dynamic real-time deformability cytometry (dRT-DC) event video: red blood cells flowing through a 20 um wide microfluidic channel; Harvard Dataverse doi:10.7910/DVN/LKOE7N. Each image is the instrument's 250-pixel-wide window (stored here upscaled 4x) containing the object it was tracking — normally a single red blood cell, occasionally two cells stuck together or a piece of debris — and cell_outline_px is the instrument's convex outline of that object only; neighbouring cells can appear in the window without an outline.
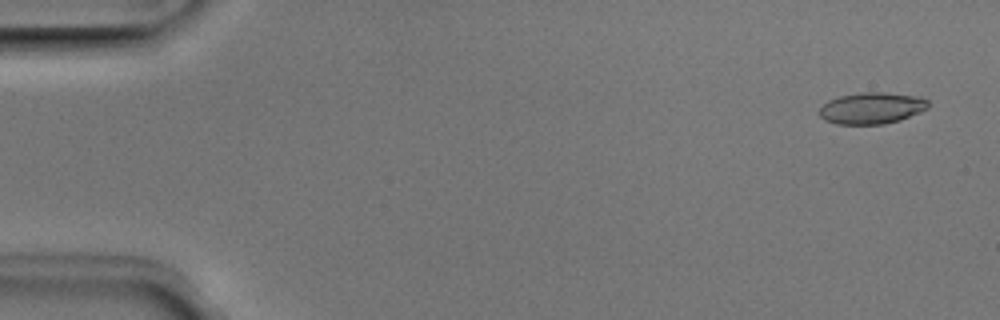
{"species": "Egyptian fruit bat (a non-hibernating species)", "species_latin": "Rousettus aegyptiacus", "temperature_condition": "room temperature", "stored_images_in_passage": 49, "camera_frame_rate_fps": 3000, "um_per_image_px": 0.085, "animal": {"sex": "male"}, "frame": {"image": 1, "passage_image": 3, "time_ms": 0.667, "image_size_px": [1000, 320], "cell_outline_px": [[928, 108], [920, 112], [900, 120], [884, 124], [836, 124], [824, 120], [820, 116], [820, 108], [828, 100], [840, 96], [864, 92], [884, 92], [920, 96], [928, 100]], "centroid_in_image_um": [74.11, 9.19], "position_along_channel_um": 10.9, "area_um2": 20.0}}
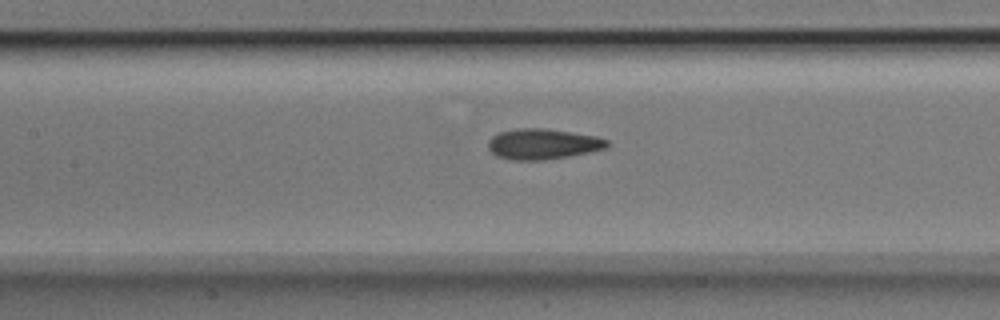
{"frame": {"image": 2, "passage_image": 24, "time_ms": 7.667, "image_size_px": [1000, 320], "cell_outline_px": [[608, 148], [568, 156], [540, 160], [512, 160], [496, 156], [488, 148], [488, 140], [492, 136], [500, 132], [516, 128], [544, 128], [596, 136], [608, 140]], "centroid_in_image_um": [46.11, 12.24], "position_along_channel_um": 161.3, "area_um2": 21.1}}
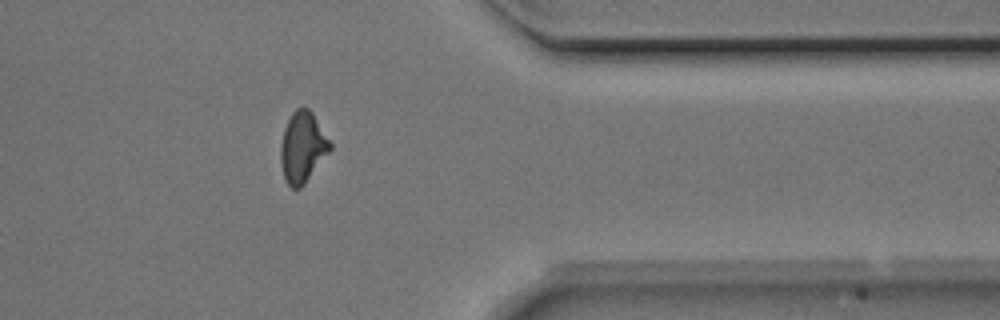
{"frame": {"image": 3, "passage_image": 42, "time_ms": 13.667, "image_size_px": [1000, 320], "cell_outline_px": [[332, 148], [304, 184], [300, 188], [292, 188], [284, 180], [280, 160], [280, 144], [284, 128], [292, 112], [296, 108], [308, 108], [312, 112], [332, 144]], "centroid_in_image_um": [25.7, 12.51], "position_along_channel_um": 385.7, "area_um2": 20.29}}